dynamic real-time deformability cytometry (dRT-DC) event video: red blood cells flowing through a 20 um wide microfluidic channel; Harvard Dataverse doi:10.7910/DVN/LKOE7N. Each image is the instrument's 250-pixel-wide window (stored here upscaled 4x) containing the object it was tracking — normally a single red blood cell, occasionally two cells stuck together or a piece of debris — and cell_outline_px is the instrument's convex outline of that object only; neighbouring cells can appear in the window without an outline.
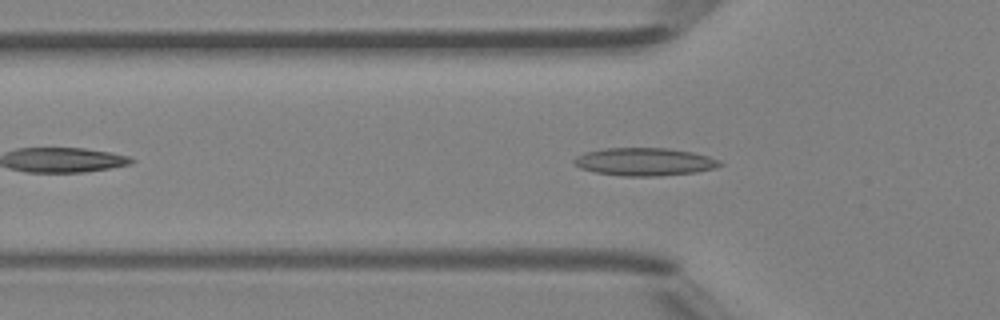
{"species": "Egyptian fruit bat (a non-hibernating species)", "species_latin": "Rousettus aegyptiacus", "temperature_condition": "room temperature", "stored_images_in_passage": 36, "camera_frame_rate_fps": 3000, "um_per_image_px": 0.085, "animal": {"sex": "female"}, "frame": {"image": 1, "passage_image": 3, "time_ms": 0.667, "image_size_px": [1000, 320], "cell_outline_px": [[724, 164], [712, 168], [696, 172], [656, 176], [620, 176], [596, 172], [580, 168], [572, 164], [572, 160], [576, 156], [584, 152], [604, 148], [668, 148], [692, 152], [708, 156], [720, 160]], "centroid_in_image_um": [54.74, 13.74], "position_along_channel_um": 71.1, "area_um2": 23.76}}
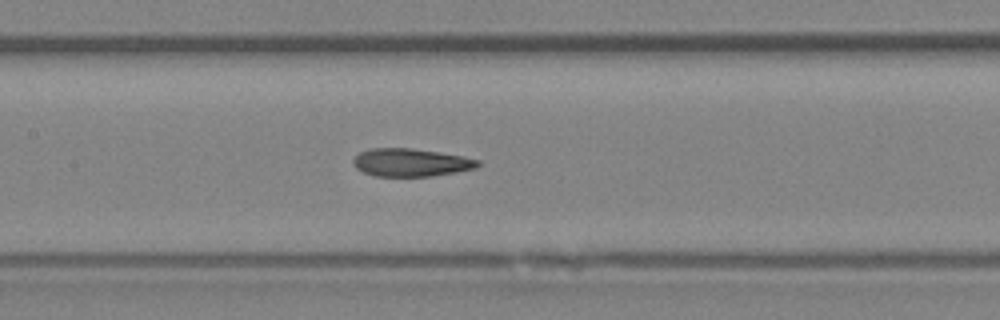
{"frame": {"image": 2, "passage_image": 10, "time_ms": 3.0, "image_size_px": [1000, 320], "cell_outline_px": [[480, 164], [476, 168], [432, 176], [376, 176], [364, 172], [356, 168], [352, 164], [352, 160], [360, 152], [368, 148], [412, 148], [464, 156], [480, 160]], "centroid_in_image_um": [34.91, 13.8], "position_along_channel_um": 172.5, "area_um2": 20.29}}
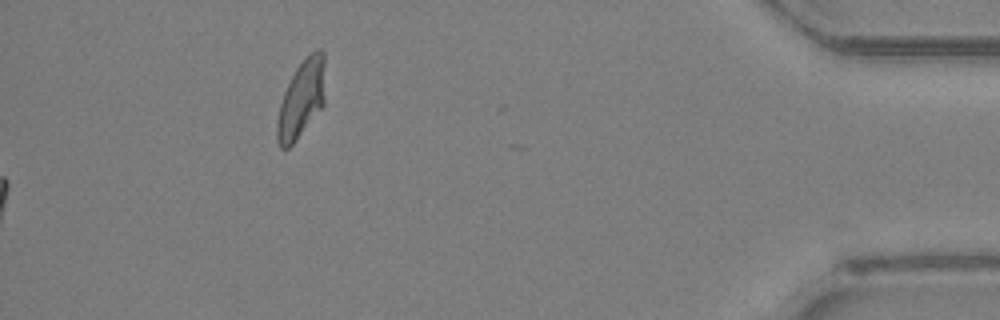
{"frame": {"image": 3, "passage_image": 36, "time_ms": 11.667, "image_size_px": [1000, 320], "cell_outline_px": [[324, 104], [296, 140], [288, 148], [280, 148], [276, 140], [276, 120], [280, 104], [284, 92], [296, 68], [304, 56], [308, 52], [316, 48], [320, 48], [324, 52]], "centroid_in_image_um": [25.61, 8.38], "position_along_channel_um": 409.6, "area_um2": 21.85}, "authors_computed_cell_mechanics": {"area_um2": 20.6346, "velocity_mm_per_s": 4.3446, "shape_relaxation_time_tau1_ms": null, "shape_relaxation_time_tau2_ms": 2.3278, "deformation_change_tau1": null, "deformation_change_tau2": 0.1127}}